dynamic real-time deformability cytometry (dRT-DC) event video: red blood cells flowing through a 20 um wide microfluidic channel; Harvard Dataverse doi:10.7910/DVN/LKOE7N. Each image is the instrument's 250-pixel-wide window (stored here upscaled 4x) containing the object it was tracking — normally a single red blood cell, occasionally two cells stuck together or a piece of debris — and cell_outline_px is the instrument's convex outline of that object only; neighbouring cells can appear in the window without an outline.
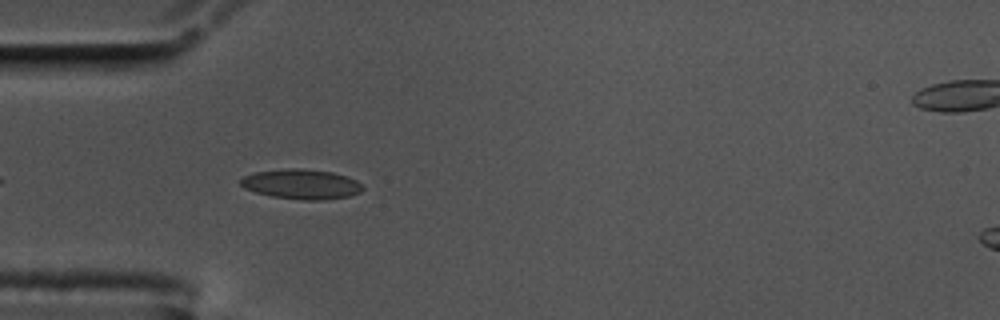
{"species": "common noctule bat (a hibernating species)", "species_latin": "Nyctalus noctula", "temperature_condition": "cold", "stored_images_in_passage": 38, "camera_frame_rate_fps": 3000, "um_per_image_px": 0.085, "animal": {"sex": "male", "body_mass_g": 17.5, "forearm_length_mm": 52.3}, "frame": {"image": 1, "passage_image": 4, "time_ms": 1.0, "image_size_px": [1000, 320], "cell_outline_px": [[364, 188], [360, 192], [348, 196], [324, 200], [304, 200], [272, 196], [256, 192], [244, 188], [240, 184], [240, 180], [244, 176], [256, 172], [288, 168], [300, 168], [332, 172], [356, 180]], "centroid_in_image_um": [25.61, 15.65], "position_along_channel_um": 59.4, "area_um2": 21.04}}
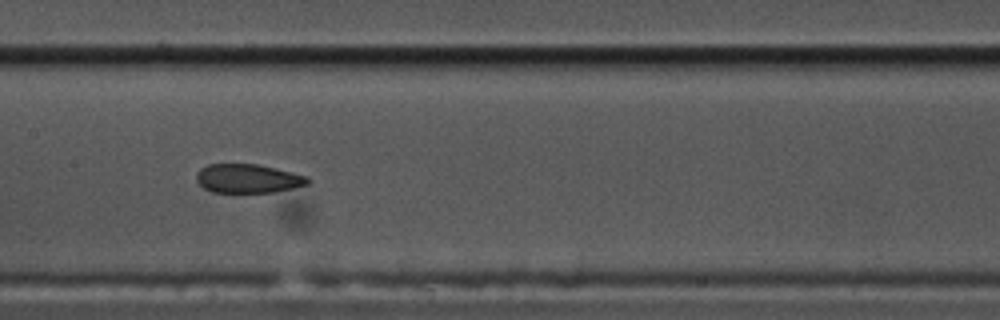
{"frame": {"image": 2, "passage_image": 15, "time_ms": 4.667, "image_size_px": [1000, 320], "cell_outline_px": [[312, 180], [308, 184], [292, 188], [272, 192], [212, 192], [204, 188], [196, 180], [196, 172], [200, 168], [208, 164], [256, 164], [276, 168], [308, 176]], "centroid_in_image_um": [21.08, 15.17], "position_along_channel_um": 186.3, "area_um2": 18.79}}
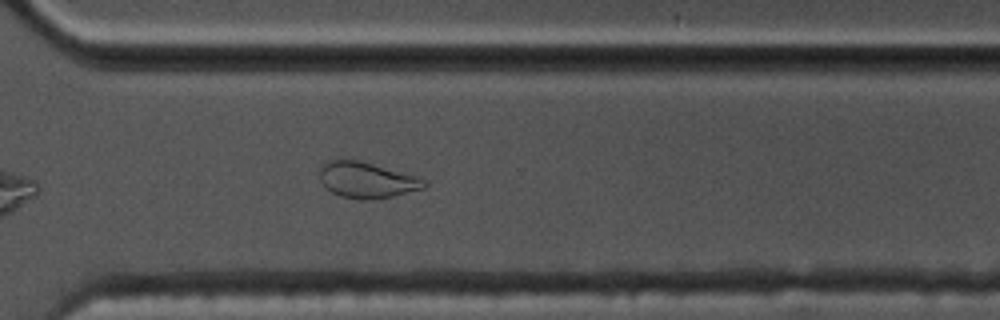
{"frame": {"image": 3, "passage_image": 28, "time_ms": 9.0, "image_size_px": [1000, 320], "cell_outline_px": [[428, 184], [424, 188], [392, 196], [364, 200], [360, 200], [340, 196], [332, 192], [320, 180], [320, 168], [324, 160], [360, 160], [420, 176]], "centroid_in_image_um": [31.19, 15.28], "position_along_channel_um": 339.4, "area_um2": 21.96}, "authors_computed_cell_mechanics": {"area_um2": 19.941, "velocity_mm_per_s": 3.536, "shape_relaxation_time_tau1_ms": null, "shape_relaxation_time_tau2_ms": 2.1694, "deformation_change_tau1": null, "deformation_change_tau2": 0.0688}}